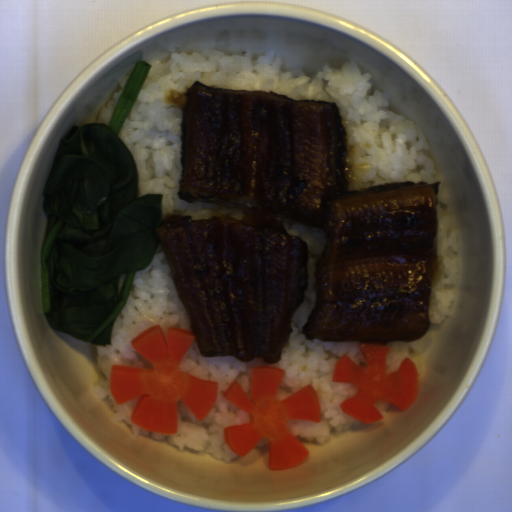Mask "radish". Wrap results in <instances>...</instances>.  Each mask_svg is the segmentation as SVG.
Returning a JSON list of instances; mask_svg holds the SVG:
<instances>
[{"label": "radish", "mask_w": 512, "mask_h": 512, "mask_svg": "<svg viewBox=\"0 0 512 512\" xmlns=\"http://www.w3.org/2000/svg\"><path fill=\"white\" fill-rule=\"evenodd\" d=\"M194 334L169 327L165 338L152 325L130 341L150 367L112 364L109 390L115 403L138 397L130 422L146 431L177 435L178 402H183L199 421L207 418L218 397L219 382L183 372L181 365Z\"/></svg>", "instance_id": "radish-1"}, {"label": "radish", "mask_w": 512, "mask_h": 512, "mask_svg": "<svg viewBox=\"0 0 512 512\" xmlns=\"http://www.w3.org/2000/svg\"><path fill=\"white\" fill-rule=\"evenodd\" d=\"M284 378L283 369L252 366L251 400L237 380L232 381L221 395L249 416L245 423L223 428L228 447L237 456L244 457L266 437L269 468L275 471L297 467L309 455V451L289 430L288 420L322 421L321 406L313 385H306L282 401L276 400Z\"/></svg>", "instance_id": "radish-2"}, {"label": "radish", "mask_w": 512, "mask_h": 512, "mask_svg": "<svg viewBox=\"0 0 512 512\" xmlns=\"http://www.w3.org/2000/svg\"><path fill=\"white\" fill-rule=\"evenodd\" d=\"M388 345L360 344L364 365H356L345 353L335 362L332 381L352 383L358 390L343 400L340 409L366 424L384 419L375 406L378 400L406 411L416 400L419 374L416 364L405 358L396 371L387 373Z\"/></svg>", "instance_id": "radish-3"}]
</instances>
